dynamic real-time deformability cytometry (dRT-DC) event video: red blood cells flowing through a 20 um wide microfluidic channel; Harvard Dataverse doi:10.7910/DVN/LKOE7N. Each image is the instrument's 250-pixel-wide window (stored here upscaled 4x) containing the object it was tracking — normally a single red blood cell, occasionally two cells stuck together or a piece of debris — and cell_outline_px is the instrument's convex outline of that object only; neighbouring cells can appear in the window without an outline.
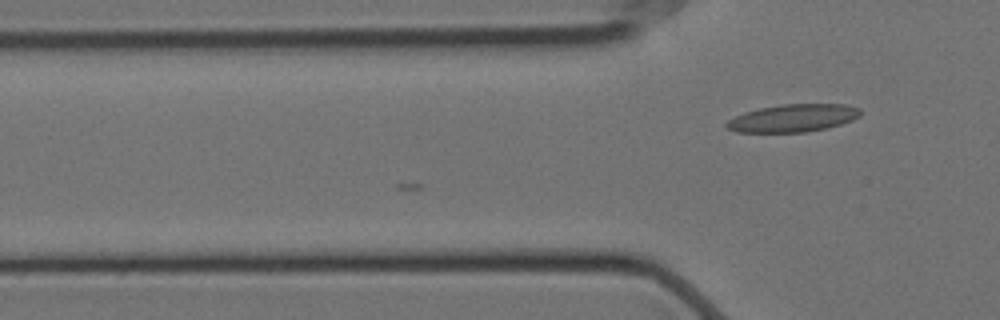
{"species": "Egyptian fruit bat (a non-hibernating species)", "species_latin": "Rousettus aegyptiacus", "temperature_condition": "cold", "stored_images_in_passage": 17, "camera_frame_rate_fps": 3000, "um_per_image_px": 0.085, "animal": {"sex": "female"}, "frame": {"image": 1, "passage_image": 17, "time_ms": 5.333, "image_size_px": [1000, 320], "cell_outline_px": [[860, 116], [852, 120], [828, 128], [804, 132], [736, 132], [728, 128], [724, 124], [728, 120], [744, 112], [760, 108], [780, 104], [844, 104], [860, 108]], "centroid_in_image_um": [67.41, 10.03], "position_along_channel_um": 58.4, "area_um2": 21.56}}